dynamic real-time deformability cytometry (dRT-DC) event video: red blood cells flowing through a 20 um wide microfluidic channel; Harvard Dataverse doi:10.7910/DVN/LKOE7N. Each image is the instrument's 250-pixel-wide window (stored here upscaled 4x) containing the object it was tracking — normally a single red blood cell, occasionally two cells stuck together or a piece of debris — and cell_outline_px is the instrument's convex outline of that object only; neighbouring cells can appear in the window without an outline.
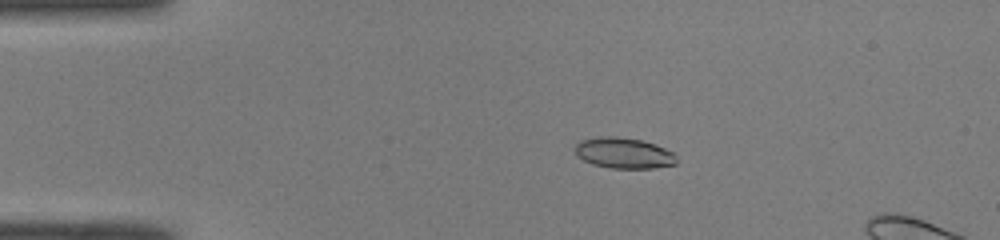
{"species": "common noctule bat (a hibernating species)", "species_latin": "Nyctalus noctula", "temperature_condition": "room temperature", "stored_images_in_passage": 16, "camera_frame_rate_fps": 3000, "um_per_image_px": 0.085, "animal": {"sex": "male", "body_mass_g": 19.0, "forearm_length_mm": 50.8}, "frame": {"image": 1, "passage_image": 10, "time_ms": 3.0, "image_size_px": [1000, 240], "cell_outline_px": [[676, 164], [652, 168], [612, 168], [592, 164], [576, 156], [576, 144], [580, 140], [600, 136], [616, 136], [640, 140], [676, 152]], "centroid_in_image_um": [53.02, 13.01], "position_along_channel_um": 32.0, "area_um2": 18.15}}